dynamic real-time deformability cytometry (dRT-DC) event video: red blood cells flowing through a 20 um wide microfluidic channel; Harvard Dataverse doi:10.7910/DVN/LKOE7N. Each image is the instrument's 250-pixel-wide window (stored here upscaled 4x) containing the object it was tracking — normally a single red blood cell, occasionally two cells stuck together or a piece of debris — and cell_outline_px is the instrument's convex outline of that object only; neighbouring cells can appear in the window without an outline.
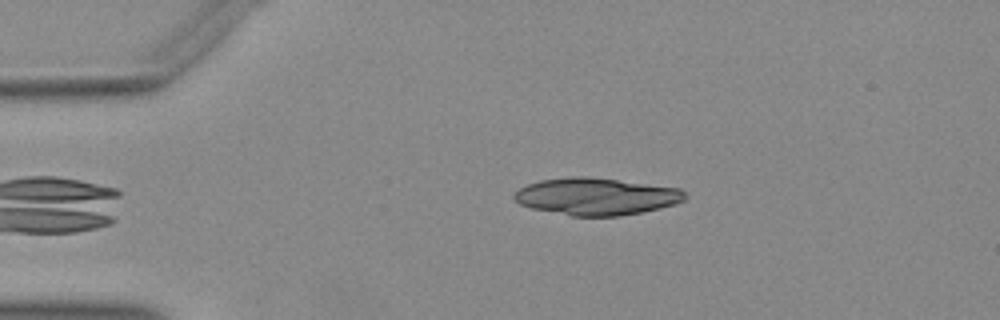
{"species": "Egyptian fruit bat (a non-hibernating species)", "species_latin": "Rousettus aegyptiacus", "temperature_condition": "warm", "stored_images_in_passage": 41, "camera_frame_rate_fps": 3000, "um_per_image_px": 0.085, "animal": {"sex": "female"}, "frame": {"image": 1, "passage_image": 1, "time_ms": 0.0, "image_size_px": [1000, 320], "cell_outline_px": [[688, 196], [684, 200], [676, 204], [660, 208], [620, 216], [572, 216], [532, 208], [520, 204], [512, 196], [512, 192], [528, 184], [540, 180], [572, 176], [584, 176], [680, 188]], "centroid_in_image_um": [50.66, 16.7], "position_along_channel_um": 34.3, "area_um2": 36.82}}
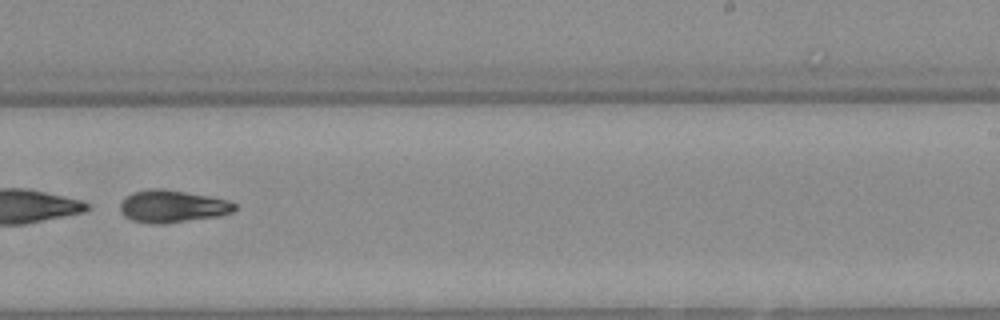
{"frame": {"image": 2, "passage_image": 23, "time_ms": 7.333, "image_size_px": [1000, 320], "cell_outline_px": [[236, 208], [232, 212], [220, 216], [164, 224], [148, 224], [132, 220], [124, 216], [120, 212], [120, 204], [124, 196], [132, 192], [152, 188], [164, 188], [208, 196], [228, 200], [236, 204]], "centroid_in_image_um": [14.61, 17.54], "position_along_channel_um": 274.4, "area_um2": 21.91}}
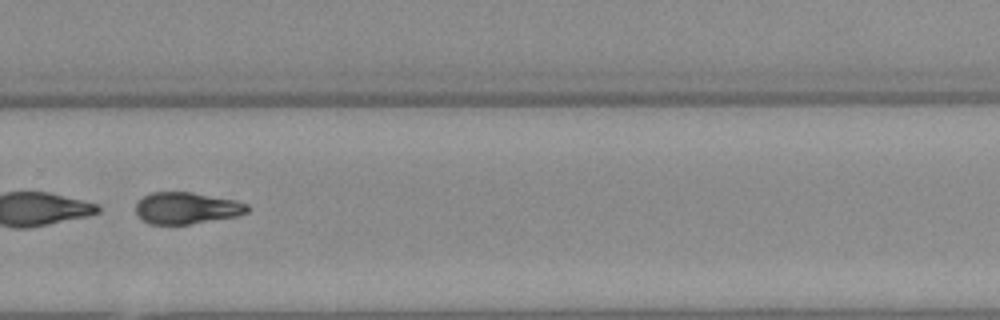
{"frame": {"image": 3, "passage_image": 26, "time_ms": 8.333, "image_size_px": [1000, 320], "cell_outline_px": [[248, 212], [236, 216], [188, 224], [152, 224], [140, 220], [136, 212], [136, 204], [144, 196], [152, 192], [192, 192], [236, 200], [248, 204]], "centroid_in_image_um": [15.85, 17.68], "position_along_channel_um": 313.9, "area_um2": 20.52}}